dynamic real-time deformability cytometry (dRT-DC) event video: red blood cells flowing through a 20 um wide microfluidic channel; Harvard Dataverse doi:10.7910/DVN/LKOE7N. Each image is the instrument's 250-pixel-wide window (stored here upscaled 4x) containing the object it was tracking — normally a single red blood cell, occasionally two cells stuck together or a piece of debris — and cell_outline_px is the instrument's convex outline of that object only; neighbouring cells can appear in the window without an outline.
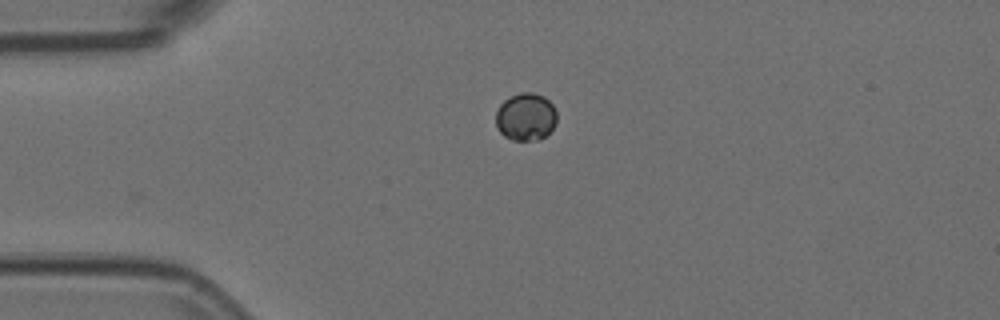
{"species": "Egyptian fruit bat (a non-hibernating species)", "species_latin": "Rousettus aegyptiacus", "temperature_condition": "room temperature", "stored_images_in_passage": 3, "camera_frame_rate_fps": 3000, "um_per_image_px": 0.085, "animal": {"sex": "female"}, "frame": {"image": 1, "passage_image": 1, "time_ms": 0.0, "image_size_px": [1000, 320], "cell_outline_px": [[556, 124], [544, 136], [536, 140], [512, 140], [504, 136], [500, 132], [496, 124], [496, 112], [500, 104], [504, 100], [520, 92], [532, 92], [544, 96], [552, 104], [556, 112]], "centroid_in_image_um": [44.68, 9.92], "position_along_channel_um": 40.3, "area_um2": 16.88}}
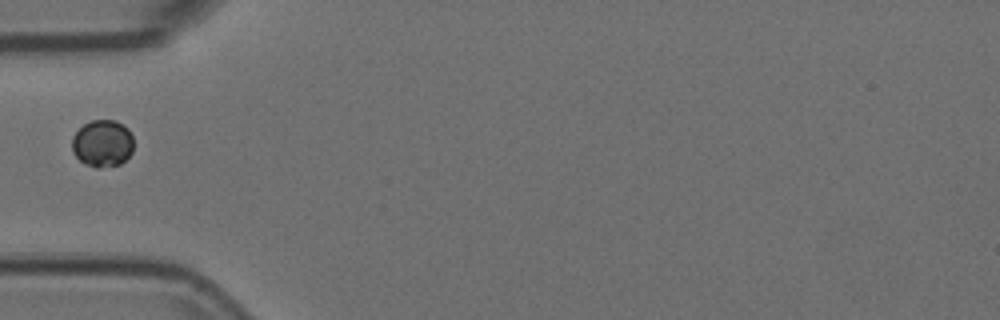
{"frame": {"image": 2, "passage_image": 2, "time_ms": 0.333, "image_size_px": [1000, 320], "cell_outline_px": [[132, 152], [120, 164], [100, 168], [96, 168], [84, 164], [72, 152], [72, 136], [84, 124], [92, 120], [116, 120], [128, 128], [132, 136]], "centroid_in_image_um": [8.7, 12.19], "position_along_channel_um": 76.3, "area_um2": 16.94}}
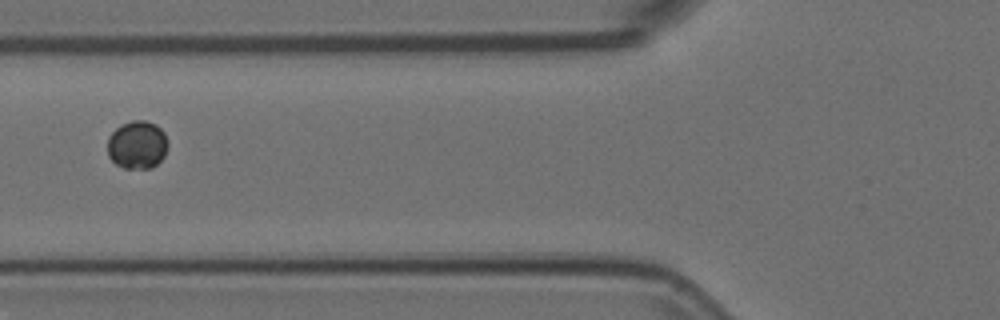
{"frame": {"image": 3, "passage_image": 3, "time_ms": 0.667, "image_size_px": [1000, 320], "cell_outline_px": [[168, 148], [164, 156], [152, 168], [124, 168], [116, 164], [108, 156], [108, 136], [120, 124], [132, 120], [144, 120], [156, 124], [164, 132], [168, 144]], "centroid_in_image_um": [11.66, 12.3], "position_along_channel_um": 114.1, "area_um2": 17.05}}